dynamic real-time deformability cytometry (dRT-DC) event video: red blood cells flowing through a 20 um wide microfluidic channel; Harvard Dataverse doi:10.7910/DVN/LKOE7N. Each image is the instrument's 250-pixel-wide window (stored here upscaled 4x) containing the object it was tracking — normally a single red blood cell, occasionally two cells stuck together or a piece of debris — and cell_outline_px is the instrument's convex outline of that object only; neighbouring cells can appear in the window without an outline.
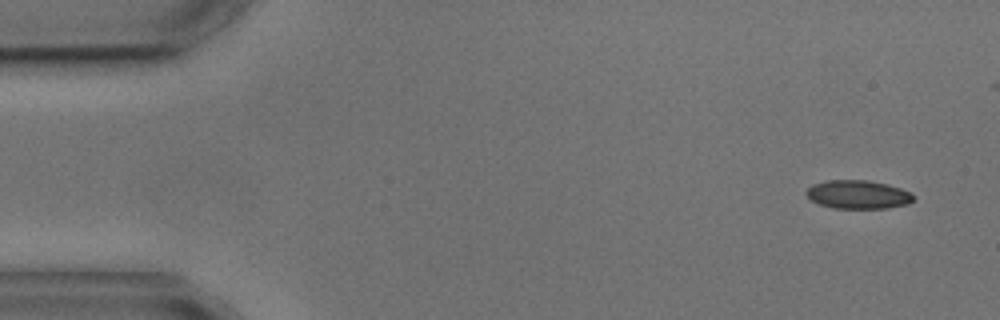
{"species": "common noctule bat (a hibernating species)", "species_latin": "Nyctalus noctula", "temperature_condition": "cold", "stored_images_in_passage": 4, "camera_frame_rate_fps": 3000, "um_per_image_px": 0.085, "animal": {"sex": "male", "body_mass_g": 17.9, "forearm_length_mm": 54.2}, "frame": {"image": 1, "passage_image": 1, "time_ms": 0.0, "image_size_px": [1000, 320], "cell_outline_px": [[912, 200], [908, 204], [888, 208], [832, 208], [820, 204], [812, 200], [804, 192], [812, 184], [828, 180], [868, 180], [888, 184], [900, 188], [908, 192], [912, 196]], "centroid_in_image_um": [72.9, 16.53], "position_along_channel_um": 12.1, "area_um2": 17.69}}
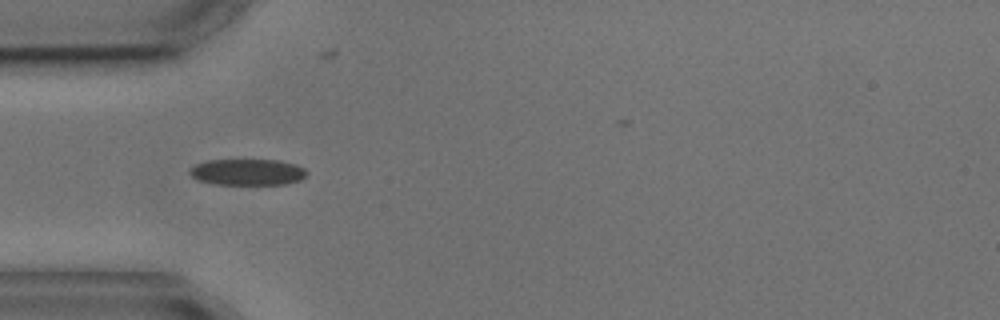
{"frame": {"image": 2, "passage_image": 4, "time_ms": 4.333, "image_size_px": [1000, 320], "cell_outline_px": [[308, 172], [300, 180], [284, 184], [216, 184], [196, 180], [188, 172], [196, 164], [208, 160], [280, 160], [296, 164], [304, 168]], "centroid_in_image_um": [21.04, 14.62], "position_along_channel_um": 64.0, "area_um2": 17.86}}